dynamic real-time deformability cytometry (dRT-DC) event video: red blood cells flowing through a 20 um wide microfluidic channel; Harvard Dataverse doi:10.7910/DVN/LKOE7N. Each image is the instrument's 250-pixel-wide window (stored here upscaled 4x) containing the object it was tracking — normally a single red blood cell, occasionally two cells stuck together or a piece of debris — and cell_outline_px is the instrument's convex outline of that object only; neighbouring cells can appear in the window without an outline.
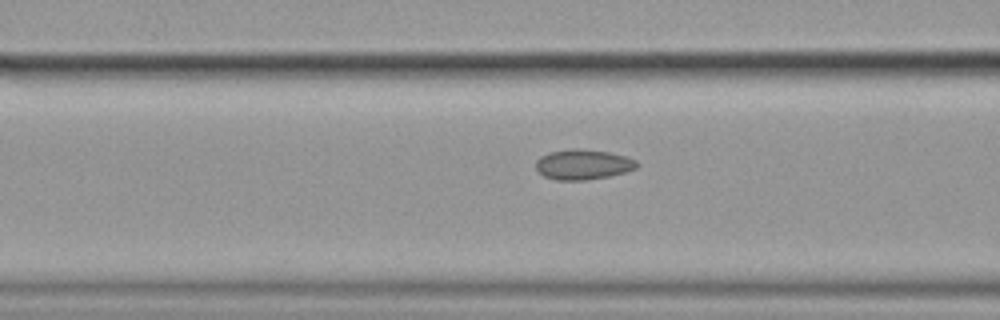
{"species": "common noctule bat (a hibernating species)", "species_latin": "Nyctalus noctula", "temperature_condition": "cold", "stored_images_in_passage": 8, "camera_frame_rate_fps": 3000, "um_per_image_px": 0.085, "animal": {"sex": "female", "body_mass_g": 19.9}, "frame": {"image": 1, "passage_image": 8, "time_ms": 2.333, "image_size_px": [1000, 320], "cell_outline_px": [[640, 164], [636, 168], [624, 172], [608, 176], [584, 180], [556, 180], [544, 176], [536, 168], [536, 160], [540, 156], [548, 152], [572, 148], [576, 148], [608, 152], [624, 156], [636, 160]], "centroid_in_image_um": [49.54, 13.97], "position_along_channel_um": 117.1, "area_um2": 17.69}}